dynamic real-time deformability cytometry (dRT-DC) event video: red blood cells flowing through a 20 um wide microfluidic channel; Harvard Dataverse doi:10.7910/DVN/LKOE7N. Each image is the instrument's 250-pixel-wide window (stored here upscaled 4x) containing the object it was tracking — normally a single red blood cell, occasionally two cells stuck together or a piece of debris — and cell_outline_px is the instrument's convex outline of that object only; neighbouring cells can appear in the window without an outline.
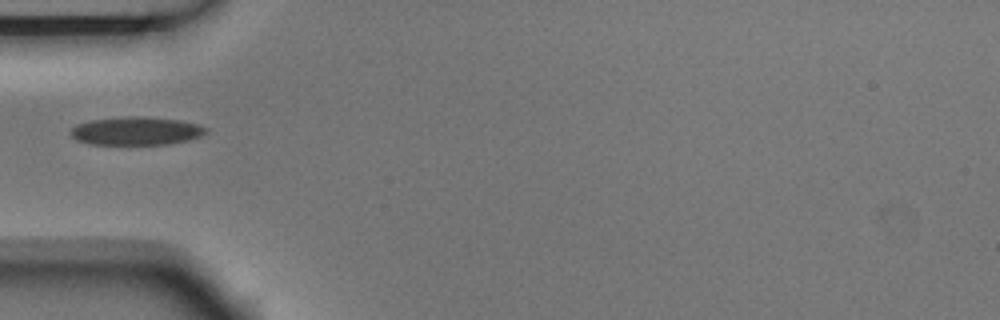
{"species": "Egyptian fruit bat (a non-hibernating species)", "species_latin": "Rousettus aegyptiacus", "temperature_condition": "room temperature", "stored_images_in_passage": 1, "camera_frame_rate_fps": 3000, "um_per_image_px": 0.085, "animal": {"sex": "male"}, "frame": {"image": 1, "passage_image": 1, "time_ms": 0.0, "image_size_px": [1000, 320], "cell_outline_px": [[208, 132], [200, 136], [188, 140], [168, 144], [92, 144], [76, 140], [68, 132], [76, 124], [92, 120], [128, 116], [144, 116], [176, 120], [196, 124], [208, 128]], "centroid_in_image_um": [11.55, 11.13], "position_along_channel_um": 73.4, "area_um2": 22.14}}